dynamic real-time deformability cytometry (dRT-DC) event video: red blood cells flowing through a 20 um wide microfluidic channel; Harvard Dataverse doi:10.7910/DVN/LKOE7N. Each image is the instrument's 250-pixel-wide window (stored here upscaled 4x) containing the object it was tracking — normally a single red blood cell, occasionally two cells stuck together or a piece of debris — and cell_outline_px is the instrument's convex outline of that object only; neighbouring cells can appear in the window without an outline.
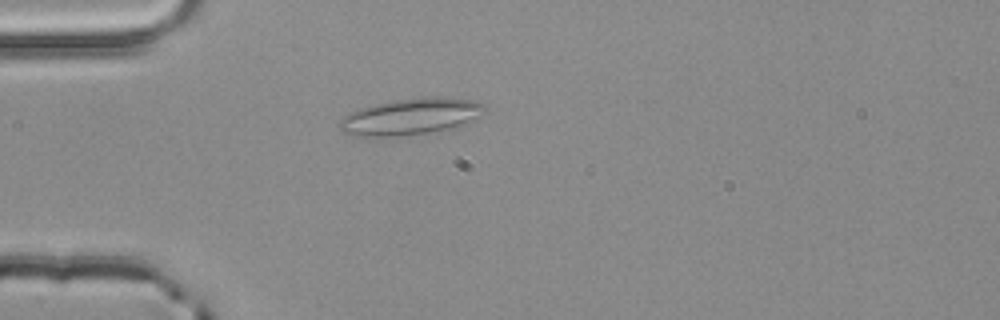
{"species": "common noctule bat (a hibernating species)", "species_latin": "Nyctalus noctula", "temperature_condition": "room temperature", "stored_images_in_passage": 3, "camera_frame_rate_fps": 3000, "um_per_image_px": 0.085, "animal": {"sex": "male", "body_mass_g": 20.4}, "frame": {"image": 1, "passage_image": 3, "time_ms": 0.667, "image_size_px": [1000, 320], "cell_outline_px": [[488, 108], [484, 112], [460, 128], [396, 136], [356, 136], [344, 132], [340, 128], [340, 120], [348, 112], [360, 108], [376, 104], [396, 100], [436, 96], [448, 96], [476, 100], [484, 104]], "centroid_in_image_um": [34.99, 9.89], "position_along_channel_um": 50.0, "area_um2": 31.04}}